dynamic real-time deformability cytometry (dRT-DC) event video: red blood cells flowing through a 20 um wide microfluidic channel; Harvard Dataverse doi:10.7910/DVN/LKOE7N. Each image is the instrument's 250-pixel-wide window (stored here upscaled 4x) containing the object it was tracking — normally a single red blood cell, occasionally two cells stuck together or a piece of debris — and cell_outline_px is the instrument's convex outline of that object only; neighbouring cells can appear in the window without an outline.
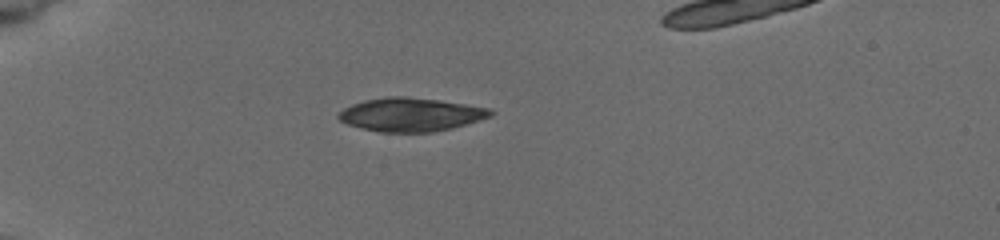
{"species": "common noctule bat (a hibernating species)", "species_latin": "Nyctalus noctula", "temperature_condition": "cold", "stored_images_in_passage": 4, "camera_frame_rate_fps": 3000, "um_per_image_px": 0.085, "animal": {"sex": "female", "body_mass_g": 19.5, "forearm_length_mm": 54.1}, "frame": {"image": 1, "passage_image": 2, "time_ms": 1.333, "image_size_px": [1000, 240], "cell_outline_px": [[496, 112], [492, 116], [480, 120], [452, 128], [432, 132], [380, 132], [348, 124], [340, 120], [336, 116], [344, 108], [352, 104], [364, 100], [388, 96], [404, 96], [436, 100], [464, 104], [488, 108]], "centroid_in_image_um": [34.92, 9.74], "position_along_channel_um": 50.1, "area_um2": 29.48}}